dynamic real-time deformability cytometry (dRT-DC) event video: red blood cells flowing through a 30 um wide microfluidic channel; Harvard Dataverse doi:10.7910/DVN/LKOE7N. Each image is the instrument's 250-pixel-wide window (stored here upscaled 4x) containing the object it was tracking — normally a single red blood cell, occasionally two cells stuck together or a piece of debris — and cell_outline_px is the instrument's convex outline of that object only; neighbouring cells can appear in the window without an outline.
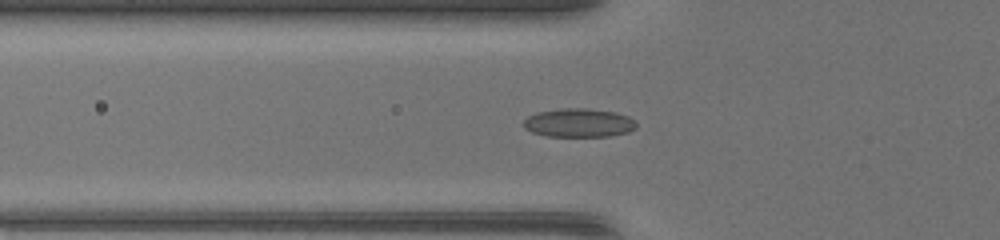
{"species": "common noctule bat (a hibernating species)", "species_latin": "Nyctalus noctula", "temperature_condition": "warm", "stored_images_in_passage": 49, "camera_frame_rate_fps": 3000, "um_per_image_px": 0.085, "animal": {"sex": "female", "body_mass_g": 17.0, "forearm_length_mm": 48.0}, "frame": {"image": 1, "passage_image": 18, "time_ms": 5.667, "image_size_px": [1000, 240], "cell_outline_px": [[636, 128], [628, 132], [608, 136], [544, 136], [532, 132], [524, 128], [524, 120], [528, 116], [536, 112], [564, 108], [584, 108], [616, 112], [628, 116], [636, 120]], "centroid_in_image_um": [49.2, 10.44], "position_along_channel_um": 76.6, "area_um2": 18.9}}
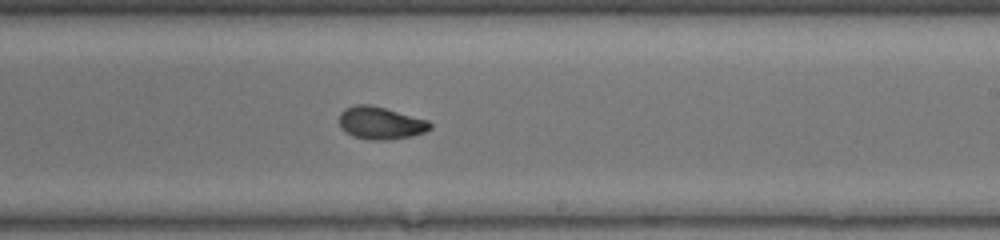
{"frame": {"image": 2, "passage_image": 30, "time_ms": 9.667, "image_size_px": [1000, 240], "cell_outline_px": [[432, 128], [424, 132], [412, 136], [392, 140], [368, 140], [352, 136], [344, 132], [340, 128], [340, 112], [344, 108], [356, 104], [368, 104], [384, 108], [428, 120], [432, 124]], "centroid_in_image_um": [32.33, 10.47], "position_along_channel_um": 256.7, "area_um2": 17.4}}
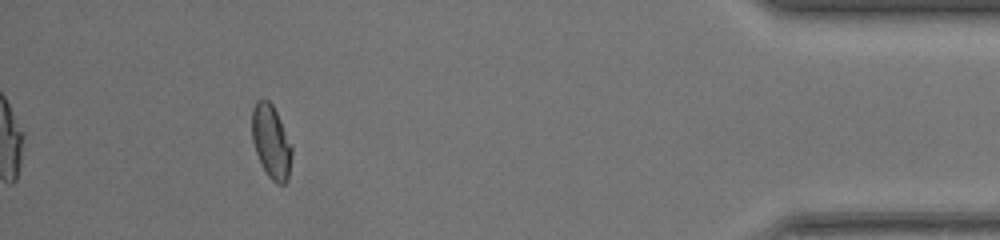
{"frame": {"image": 3, "passage_image": 44, "time_ms": 14.333, "image_size_px": [1000, 240], "cell_outline_px": [[292, 156], [288, 180], [284, 184], [276, 184], [268, 176], [256, 152], [252, 140], [252, 108], [256, 100], [268, 100], [272, 104], [280, 120], [292, 148]], "centroid_in_image_um": [23.05, 12.06], "position_along_channel_um": 412.2, "area_um2": 16.88}}